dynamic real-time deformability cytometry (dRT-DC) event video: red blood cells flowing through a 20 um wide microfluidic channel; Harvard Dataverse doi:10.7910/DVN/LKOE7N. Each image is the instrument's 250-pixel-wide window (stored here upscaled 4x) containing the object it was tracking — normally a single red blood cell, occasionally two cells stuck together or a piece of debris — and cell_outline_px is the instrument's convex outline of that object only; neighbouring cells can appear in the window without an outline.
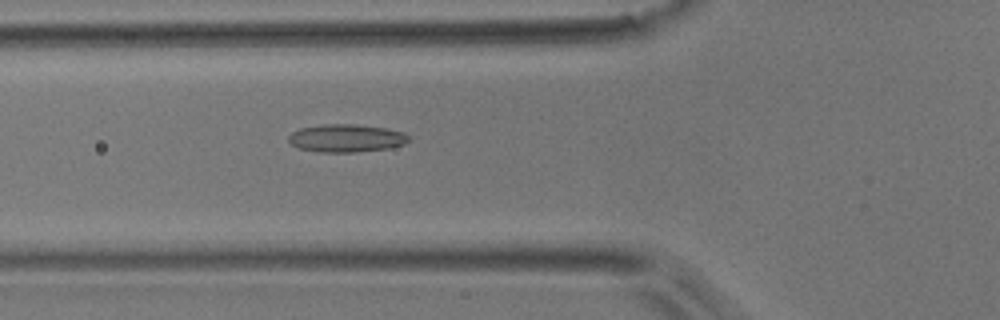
{"species": "common noctule bat (a hibernating species)", "species_latin": "Nyctalus noctula", "temperature_condition": "room temperature", "stored_images_in_passage": 42, "camera_frame_rate_fps": 3000, "um_per_image_px": 0.085, "animal": {"sex": "male", "body_mass_g": 17.9}, "frame": {"image": 1, "passage_image": 9, "time_ms": 2.667, "image_size_px": [1000, 320], "cell_outline_px": [[408, 140], [404, 144], [388, 148], [356, 152], [316, 152], [300, 148], [292, 144], [288, 140], [288, 136], [292, 132], [300, 128], [324, 124], [356, 124], [384, 128], [404, 132], [408, 136]], "centroid_in_image_um": [29.41, 11.74], "position_along_channel_um": 96.4, "area_um2": 19.42}}
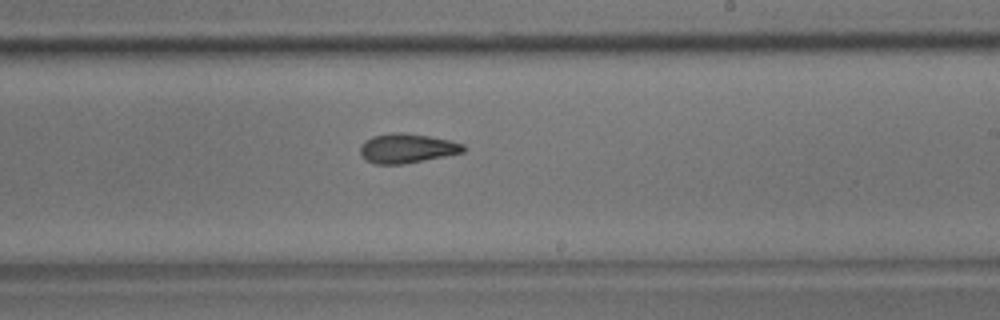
{"frame": {"image": 2, "passage_image": 21, "time_ms": 6.667, "image_size_px": [1000, 320], "cell_outline_px": [[468, 148], [464, 152], [404, 164], [376, 164], [364, 160], [360, 156], [360, 144], [364, 140], [372, 136], [392, 132], [404, 132], [428, 136], [448, 140], [464, 144]], "centroid_in_image_um": [34.55, 12.6], "position_along_channel_um": 254.4, "area_um2": 17.92}}
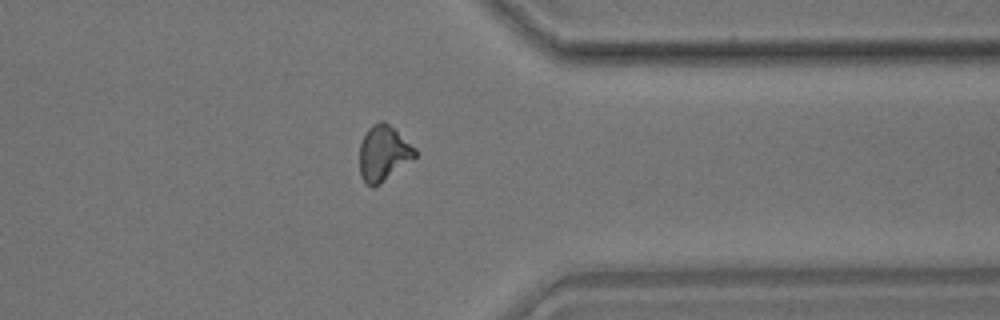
{"frame": {"image": 3, "passage_image": 31, "time_ms": 10.0, "image_size_px": [1000, 320], "cell_outline_px": [[416, 156], [380, 184], [372, 188], [360, 176], [360, 144], [368, 128], [372, 124], [380, 120], [384, 120], [416, 148]], "centroid_in_image_um": [32.58, 13.02], "position_along_channel_um": 378.8, "area_um2": 17.74}, "authors_computed_cell_mechanics": {"area_um2": 17.6579, "velocity_mm_per_s": 3.9392, "shape_relaxation_time_tau1_ms": null, "shape_relaxation_time_tau2_ms": 2.7853, "deformation_change_tau1": null, "deformation_change_tau2": 0.1042}}